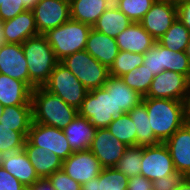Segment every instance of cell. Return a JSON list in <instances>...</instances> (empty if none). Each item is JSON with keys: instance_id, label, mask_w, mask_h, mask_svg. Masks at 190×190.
I'll use <instances>...</instances> for the list:
<instances>
[{"instance_id": "cell-21", "label": "cell", "mask_w": 190, "mask_h": 190, "mask_svg": "<svg viewBox=\"0 0 190 190\" xmlns=\"http://www.w3.org/2000/svg\"><path fill=\"white\" fill-rule=\"evenodd\" d=\"M23 149L40 179L48 178L55 171L62 169L63 160L49 149L33 146L27 140Z\"/></svg>"}, {"instance_id": "cell-11", "label": "cell", "mask_w": 190, "mask_h": 190, "mask_svg": "<svg viewBox=\"0 0 190 190\" xmlns=\"http://www.w3.org/2000/svg\"><path fill=\"white\" fill-rule=\"evenodd\" d=\"M177 20L176 0H156L139 22L158 41Z\"/></svg>"}, {"instance_id": "cell-9", "label": "cell", "mask_w": 190, "mask_h": 190, "mask_svg": "<svg viewBox=\"0 0 190 190\" xmlns=\"http://www.w3.org/2000/svg\"><path fill=\"white\" fill-rule=\"evenodd\" d=\"M26 140L33 146L49 149L63 161L74 152L62 129L37 122H32Z\"/></svg>"}, {"instance_id": "cell-39", "label": "cell", "mask_w": 190, "mask_h": 190, "mask_svg": "<svg viewBox=\"0 0 190 190\" xmlns=\"http://www.w3.org/2000/svg\"><path fill=\"white\" fill-rule=\"evenodd\" d=\"M47 179L55 190H81V184L68 176L63 169L55 171Z\"/></svg>"}, {"instance_id": "cell-47", "label": "cell", "mask_w": 190, "mask_h": 190, "mask_svg": "<svg viewBox=\"0 0 190 190\" xmlns=\"http://www.w3.org/2000/svg\"><path fill=\"white\" fill-rule=\"evenodd\" d=\"M174 190H190V181L184 177Z\"/></svg>"}, {"instance_id": "cell-53", "label": "cell", "mask_w": 190, "mask_h": 190, "mask_svg": "<svg viewBox=\"0 0 190 190\" xmlns=\"http://www.w3.org/2000/svg\"><path fill=\"white\" fill-rule=\"evenodd\" d=\"M186 178L190 181V173L186 176Z\"/></svg>"}, {"instance_id": "cell-44", "label": "cell", "mask_w": 190, "mask_h": 190, "mask_svg": "<svg viewBox=\"0 0 190 190\" xmlns=\"http://www.w3.org/2000/svg\"><path fill=\"white\" fill-rule=\"evenodd\" d=\"M152 182L142 175L128 178L127 190H151Z\"/></svg>"}, {"instance_id": "cell-22", "label": "cell", "mask_w": 190, "mask_h": 190, "mask_svg": "<svg viewBox=\"0 0 190 190\" xmlns=\"http://www.w3.org/2000/svg\"><path fill=\"white\" fill-rule=\"evenodd\" d=\"M1 166L27 188L40 179L24 149L14 153L4 154Z\"/></svg>"}, {"instance_id": "cell-45", "label": "cell", "mask_w": 190, "mask_h": 190, "mask_svg": "<svg viewBox=\"0 0 190 190\" xmlns=\"http://www.w3.org/2000/svg\"><path fill=\"white\" fill-rule=\"evenodd\" d=\"M182 102H183L185 121L186 123H190V81H189L187 91Z\"/></svg>"}, {"instance_id": "cell-6", "label": "cell", "mask_w": 190, "mask_h": 190, "mask_svg": "<svg viewBox=\"0 0 190 190\" xmlns=\"http://www.w3.org/2000/svg\"><path fill=\"white\" fill-rule=\"evenodd\" d=\"M43 88L76 109L81 107L88 92L78 78L60 62L54 67Z\"/></svg>"}, {"instance_id": "cell-14", "label": "cell", "mask_w": 190, "mask_h": 190, "mask_svg": "<svg viewBox=\"0 0 190 190\" xmlns=\"http://www.w3.org/2000/svg\"><path fill=\"white\" fill-rule=\"evenodd\" d=\"M63 171L81 185L96 178L103 167L89 150L74 151L62 164Z\"/></svg>"}, {"instance_id": "cell-7", "label": "cell", "mask_w": 190, "mask_h": 190, "mask_svg": "<svg viewBox=\"0 0 190 190\" xmlns=\"http://www.w3.org/2000/svg\"><path fill=\"white\" fill-rule=\"evenodd\" d=\"M115 101L104 87L87 92L78 113L88 119L96 129L107 128L115 118Z\"/></svg>"}, {"instance_id": "cell-17", "label": "cell", "mask_w": 190, "mask_h": 190, "mask_svg": "<svg viewBox=\"0 0 190 190\" xmlns=\"http://www.w3.org/2000/svg\"><path fill=\"white\" fill-rule=\"evenodd\" d=\"M6 43L22 44L28 38L39 35L32 10H25L16 17L3 21Z\"/></svg>"}, {"instance_id": "cell-15", "label": "cell", "mask_w": 190, "mask_h": 190, "mask_svg": "<svg viewBox=\"0 0 190 190\" xmlns=\"http://www.w3.org/2000/svg\"><path fill=\"white\" fill-rule=\"evenodd\" d=\"M0 74L23 81L29 86L28 66L22 44L6 43L0 47Z\"/></svg>"}, {"instance_id": "cell-28", "label": "cell", "mask_w": 190, "mask_h": 190, "mask_svg": "<svg viewBox=\"0 0 190 190\" xmlns=\"http://www.w3.org/2000/svg\"><path fill=\"white\" fill-rule=\"evenodd\" d=\"M0 123L23 133L26 137L33 122L32 105L4 107Z\"/></svg>"}, {"instance_id": "cell-42", "label": "cell", "mask_w": 190, "mask_h": 190, "mask_svg": "<svg viewBox=\"0 0 190 190\" xmlns=\"http://www.w3.org/2000/svg\"><path fill=\"white\" fill-rule=\"evenodd\" d=\"M26 188L17 178L0 166V190H25Z\"/></svg>"}, {"instance_id": "cell-33", "label": "cell", "mask_w": 190, "mask_h": 190, "mask_svg": "<svg viewBox=\"0 0 190 190\" xmlns=\"http://www.w3.org/2000/svg\"><path fill=\"white\" fill-rule=\"evenodd\" d=\"M154 77L155 75L142 64L120 78L128 87L145 97Z\"/></svg>"}, {"instance_id": "cell-13", "label": "cell", "mask_w": 190, "mask_h": 190, "mask_svg": "<svg viewBox=\"0 0 190 190\" xmlns=\"http://www.w3.org/2000/svg\"><path fill=\"white\" fill-rule=\"evenodd\" d=\"M189 81L185 75L165 70L155 75L145 97L183 101Z\"/></svg>"}, {"instance_id": "cell-41", "label": "cell", "mask_w": 190, "mask_h": 190, "mask_svg": "<svg viewBox=\"0 0 190 190\" xmlns=\"http://www.w3.org/2000/svg\"><path fill=\"white\" fill-rule=\"evenodd\" d=\"M183 178L181 173L176 172L170 176L156 179L152 182V188L153 190H174Z\"/></svg>"}, {"instance_id": "cell-2", "label": "cell", "mask_w": 190, "mask_h": 190, "mask_svg": "<svg viewBox=\"0 0 190 190\" xmlns=\"http://www.w3.org/2000/svg\"><path fill=\"white\" fill-rule=\"evenodd\" d=\"M31 103L33 122L62 130L79 114L78 109L66 104L43 87L32 90Z\"/></svg>"}, {"instance_id": "cell-31", "label": "cell", "mask_w": 190, "mask_h": 190, "mask_svg": "<svg viewBox=\"0 0 190 190\" xmlns=\"http://www.w3.org/2000/svg\"><path fill=\"white\" fill-rule=\"evenodd\" d=\"M107 129L127 146H137L136 128L128 113L115 117Z\"/></svg>"}, {"instance_id": "cell-12", "label": "cell", "mask_w": 190, "mask_h": 190, "mask_svg": "<svg viewBox=\"0 0 190 190\" xmlns=\"http://www.w3.org/2000/svg\"><path fill=\"white\" fill-rule=\"evenodd\" d=\"M128 146L119 141L107 128L97 129L89 150L103 168L115 167Z\"/></svg>"}, {"instance_id": "cell-23", "label": "cell", "mask_w": 190, "mask_h": 190, "mask_svg": "<svg viewBox=\"0 0 190 190\" xmlns=\"http://www.w3.org/2000/svg\"><path fill=\"white\" fill-rule=\"evenodd\" d=\"M32 89L23 81L0 74V103L4 107L32 105Z\"/></svg>"}, {"instance_id": "cell-10", "label": "cell", "mask_w": 190, "mask_h": 190, "mask_svg": "<svg viewBox=\"0 0 190 190\" xmlns=\"http://www.w3.org/2000/svg\"><path fill=\"white\" fill-rule=\"evenodd\" d=\"M39 34L71 19L70 0H38L32 9Z\"/></svg>"}, {"instance_id": "cell-29", "label": "cell", "mask_w": 190, "mask_h": 190, "mask_svg": "<svg viewBox=\"0 0 190 190\" xmlns=\"http://www.w3.org/2000/svg\"><path fill=\"white\" fill-rule=\"evenodd\" d=\"M128 114L136 128L137 146L143 147L159 143L150 127L148 112L143 102L135 106L130 112H128Z\"/></svg>"}, {"instance_id": "cell-35", "label": "cell", "mask_w": 190, "mask_h": 190, "mask_svg": "<svg viewBox=\"0 0 190 190\" xmlns=\"http://www.w3.org/2000/svg\"><path fill=\"white\" fill-rule=\"evenodd\" d=\"M163 71H173L185 75L190 80V61L185 52H175L161 45Z\"/></svg>"}, {"instance_id": "cell-26", "label": "cell", "mask_w": 190, "mask_h": 190, "mask_svg": "<svg viewBox=\"0 0 190 190\" xmlns=\"http://www.w3.org/2000/svg\"><path fill=\"white\" fill-rule=\"evenodd\" d=\"M131 24L132 21L112 3V5L98 18L92 28L107 36L116 38Z\"/></svg>"}, {"instance_id": "cell-34", "label": "cell", "mask_w": 190, "mask_h": 190, "mask_svg": "<svg viewBox=\"0 0 190 190\" xmlns=\"http://www.w3.org/2000/svg\"><path fill=\"white\" fill-rule=\"evenodd\" d=\"M144 54L131 53L119 50L118 55L109 69L110 76L120 78L134 68L143 64Z\"/></svg>"}, {"instance_id": "cell-4", "label": "cell", "mask_w": 190, "mask_h": 190, "mask_svg": "<svg viewBox=\"0 0 190 190\" xmlns=\"http://www.w3.org/2000/svg\"><path fill=\"white\" fill-rule=\"evenodd\" d=\"M92 26L75 20L49 30L44 35L52 47L56 58L61 61L64 57L85 50L88 35Z\"/></svg>"}, {"instance_id": "cell-49", "label": "cell", "mask_w": 190, "mask_h": 190, "mask_svg": "<svg viewBox=\"0 0 190 190\" xmlns=\"http://www.w3.org/2000/svg\"><path fill=\"white\" fill-rule=\"evenodd\" d=\"M6 44L4 39V31H3V21L0 20V47Z\"/></svg>"}, {"instance_id": "cell-48", "label": "cell", "mask_w": 190, "mask_h": 190, "mask_svg": "<svg viewBox=\"0 0 190 190\" xmlns=\"http://www.w3.org/2000/svg\"><path fill=\"white\" fill-rule=\"evenodd\" d=\"M27 10H32L38 0H22Z\"/></svg>"}, {"instance_id": "cell-50", "label": "cell", "mask_w": 190, "mask_h": 190, "mask_svg": "<svg viewBox=\"0 0 190 190\" xmlns=\"http://www.w3.org/2000/svg\"><path fill=\"white\" fill-rule=\"evenodd\" d=\"M185 54L187 55V57L189 58V61H190V39H189V42L186 46Z\"/></svg>"}, {"instance_id": "cell-37", "label": "cell", "mask_w": 190, "mask_h": 190, "mask_svg": "<svg viewBox=\"0 0 190 190\" xmlns=\"http://www.w3.org/2000/svg\"><path fill=\"white\" fill-rule=\"evenodd\" d=\"M27 137L0 123V152L9 154L23 150Z\"/></svg>"}, {"instance_id": "cell-16", "label": "cell", "mask_w": 190, "mask_h": 190, "mask_svg": "<svg viewBox=\"0 0 190 190\" xmlns=\"http://www.w3.org/2000/svg\"><path fill=\"white\" fill-rule=\"evenodd\" d=\"M176 172L190 173V123H185L166 142Z\"/></svg>"}, {"instance_id": "cell-1", "label": "cell", "mask_w": 190, "mask_h": 190, "mask_svg": "<svg viewBox=\"0 0 190 190\" xmlns=\"http://www.w3.org/2000/svg\"><path fill=\"white\" fill-rule=\"evenodd\" d=\"M150 127L159 143H165L186 121L183 102L173 99L143 97Z\"/></svg>"}, {"instance_id": "cell-3", "label": "cell", "mask_w": 190, "mask_h": 190, "mask_svg": "<svg viewBox=\"0 0 190 190\" xmlns=\"http://www.w3.org/2000/svg\"><path fill=\"white\" fill-rule=\"evenodd\" d=\"M22 49L28 66L29 87L32 90L43 87L60 61L43 34L28 38L22 43Z\"/></svg>"}, {"instance_id": "cell-18", "label": "cell", "mask_w": 190, "mask_h": 190, "mask_svg": "<svg viewBox=\"0 0 190 190\" xmlns=\"http://www.w3.org/2000/svg\"><path fill=\"white\" fill-rule=\"evenodd\" d=\"M85 50L98 62L108 69L111 68L114 59L119 53L115 38L91 29Z\"/></svg>"}, {"instance_id": "cell-51", "label": "cell", "mask_w": 190, "mask_h": 190, "mask_svg": "<svg viewBox=\"0 0 190 190\" xmlns=\"http://www.w3.org/2000/svg\"><path fill=\"white\" fill-rule=\"evenodd\" d=\"M3 110H4V106L0 103V118H1V116L3 114Z\"/></svg>"}, {"instance_id": "cell-24", "label": "cell", "mask_w": 190, "mask_h": 190, "mask_svg": "<svg viewBox=\"0 0 190 190\" xmlns=\"http://www.w3.org/2000/svg\"><path fill=\"white\" fill-rule=\"evenodd\" d=\"M96 127L79 114L68 124L63 132L73 151L87 150L95 137Z\"/></svg>"}, {"instance_id": "cell-30", "label": "cell", "mask_w": 190, "mask_h": 190, "mask_svg": "<svg viewBox=\"0 0 190 190\" xmlns=\"http://www.w3.org/2000/svg\"><path fill=\"white\" fill-rule=\"evenodd\" d=\"M189 39L190 31L177 19L157 42L169 50L185 52Z\"/></svg>"}, {"instance_id": "cell-19", "label": "cell", "mask_w": 190, "mask_h": 190, "mask_svg": "<svg viewBox=\"0 0 190 190\" xmlns=\"http://www.w3.org/2000/svg\"><path fill=\"white\" fill-rule=\"evenodd\" d=\"M103 87L115 101V117L130 112L143 100V96L128 87L121 78L110 76Z\"/></svg>"}, {"instance_id": "cell-46", "label": "cell", "mask_w": 190, "mask_h": 190, "mask_svg": "<svg viewBox=\"0 0 190 190\" xmlns=\"http://www.w3.org/2000/svg\"><path fill=\"white\" fill-rule=\"evenodd\" d=\"M28 189L29 190H55L47 178L39 179L33 185L28 187Z\"/></svg>"}, {"instance_id": "cell-36", "label": "cell", "mask_w": 190, "mask_h": 190, "mask_svg": "<svg viewBox=\"0 0 190 190\" xmlns=\"http://www.w3.org/2000/svg\"><path fill=\"white\" fill-rule=\"evenodd\" d=\"M156 0H114V5L125 14L132 23H139Z\"/></svg>"}, {"instance_id": "cell-38", "label": "cell", "mask_w": 190, "mask_h": 190, "mask_svg": "<svg viewBox=\"0 0 190 190\" xmlns=\"http://www.w3.org/2000/svg\"><path fill=\"white\" fill-rule=\"evenodd\" d=\"M143 65L154 75L163 72V52H161V45L157 41L144 54Z\"/></svg>"}, {"instance_id": "cell-32", "label": "cell", "mask_w": 190, "mask_h": 190, "mask_svg": "<svg viewBox=\"0 0 190 190\" xmlns=\"http://www.w3.org/2000/svg\"><path fill=\"white\" fill-rule=\"evenodd\" d=\"M142 146H128L119 159L116 169L128 178L139 176L141 172Z\"/></svg>"}, {"instance_id": "cell-27", "label": "cell", "mask_w": 190, "mask_h": 190, "mask_svg": "<svg viewBox=\"0 0 190 190\" xmlns=\"http://www.w3.org/2000/svg\"><path fill=\"white\" fill-rule=\"evenodd\" d=\"M128 177L116 167L103 168L100 174L81 185V190H127Z\"/></svg>"}, {"instance_id": "cell-40", "label": "cell", "mask_w": 190, "mask_h": 190, "mask_svg": "<svg viewBox=\"0 0 190 190\" xmlns=\"http://www.w3.org/2000/svg\"><path fill=\"white\" fill-rule=\"evenodd\" d=\"M25 10L27 9L22 0H5L0 5V20L12 19Z\"/></svg>"}, {"instance_id": "cell-25", "label": "cell", "mask_w": 190, "mask_h": 190, "mask_svg": "<svg viewBox=\"0 0 190 190\" xmlns=\"http://www.w3.org/2000/svg\"><path fill=\"white\" fill-rule=\"evenodd\" d=\"M112 0H70L71 19L93 27Z\"/></svg>"}, {"instance_id": "cell-8", "label": "cell", "mask_w": 190, "mask_h": 190, "mask_svg": "<svg viewBox=\"0 0 190 190\" xmlns=\"http://www.w3.org/2000/svg\"><path fill=\"white\" fill-rule=\"evenodd\" d=\"M174 173L176 170L165 143L143 146L140 175L153 182Z\"/></svg>"}, {"instance_id": "cell-43", "label": "cell", "mask_w": 190, "mask_h": 190, "mask_svg": "<svg viewBox=\"0 0 190 190\" xmlns=\"http://www.w3.org/2000/svg\"><path fill=\"white\" fill-rule=\"evenodd\" d=\"M177 19L190 31V1H176Z\"/></svg>"}, {"instance_id": "cell-5", "label": "cell", "mask_w": 190, "mask_h": 190, "mask_svg": "<svg viewBox=\"0 0 190 190\" xmlns=\"http://www.w3.org/2000/svg\"><path fill=\"white\" fill-rule=\"evenodd\" d=\"M60 63L76 76L88 91L103 87L110 77L109 69L86 50L68 55Z\"/></svg>"}, {"instance_id": "cell-52", "label": "cell", "mask_w": 190, "mask_h": 190, "mask_svg": "<svg viewBox=\"0 0 190 190\" xmlns=\"http://www.w3.org/2000/svg\"><path fill=\"white\" fill-rule=\"evenodd\" d=\"M3 155L1 152H0V166H1V163H2V159H3Z\"/></svg>"}, {"instance_id": "cell-20", "label": "cell", "mask_w": 190, "mask_h": 190, "mask_svg": "<svg viewBox=\"0 0 190 190\" xmlns=\"http://www.w3.org/2000/svg\"><path fill=\"white\" fill-rule=\"evenodd\" d=\"M115 39L119 50L137 54H145L156 42L140 23H132Z\"/></svg>"}]
</instances>
